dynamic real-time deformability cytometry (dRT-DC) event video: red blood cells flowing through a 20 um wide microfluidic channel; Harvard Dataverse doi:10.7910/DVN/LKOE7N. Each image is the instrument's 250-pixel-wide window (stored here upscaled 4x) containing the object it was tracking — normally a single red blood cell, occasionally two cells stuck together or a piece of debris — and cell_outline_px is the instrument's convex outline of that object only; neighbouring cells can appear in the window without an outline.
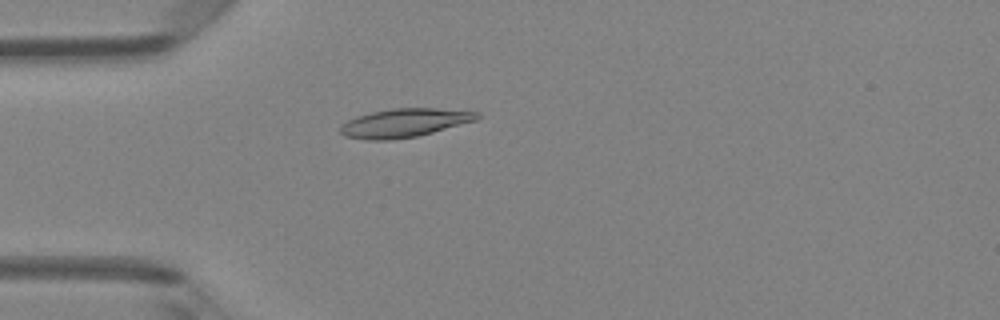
{"species": "Egyptian fruit bat (a non-hibernating species)", "species_latin": "Rousettus aegyptiacus", "temperature_condition": "room temperature", "stored_images_in_passage": 4, "camera_frame_rate_fps": 3000, "um_per_image_px": 0.085, "animal": {"sex": "female"}, "frame": {"image": 1, "passage_image": 4, "time_ms": 1.0, "image_size_px": [1000, 320], "cell_outline_px": [[480, 116], [476, 120], [432, 132], [416, 136], [388, 140], [368, 140], [344, 136], [340, 132], [340, 124], [356, 116], [372, 112], [392, 108], [436, 108], [480, 112]], "centroid_in_image_um": [34.34, 10.44], "position_along_channel_um": 50.7, "area_um2": 22.66}}